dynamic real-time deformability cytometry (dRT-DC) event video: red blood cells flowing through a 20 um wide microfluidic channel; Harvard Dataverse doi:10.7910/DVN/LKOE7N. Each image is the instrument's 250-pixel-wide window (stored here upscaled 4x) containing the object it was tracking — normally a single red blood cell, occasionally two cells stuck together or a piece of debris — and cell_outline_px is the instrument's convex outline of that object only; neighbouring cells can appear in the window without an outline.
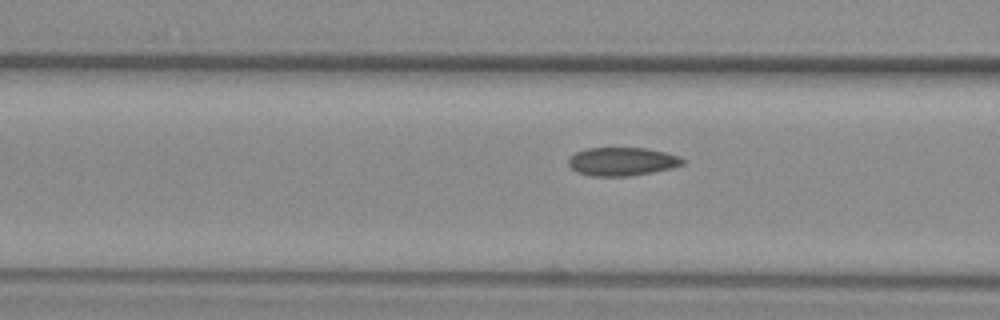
{"species": "common noctule bat (a hibernating species)", "species_latin": "Nyctalus noctula", "temperature_condition": "warm", "stored_images_in_passage": 14, "camera_frame_rate_fps": 3000, "um_per_image_px": 0.085, "animal": {"sex": "female", "body_mass_g": 29.2, "forearm_length_mm": 56.3}, "frame": {"image": 1, "passage_image": 12, "time_ms": 3.667, "image_size_px": [1000, 320], "cell_outline_px": [[684, 164], [672, 168], [652, 172], [628, 176], [592, 176], [576, 172], [568, 164], [568, 156], [576, 152], [588, 148], [648, 148], [680, 156], [684, 160]], "centroid_in_image_um": [52.86, 13.73], "position_along_channel_um": 113.7, "area_um2": 18.96}}